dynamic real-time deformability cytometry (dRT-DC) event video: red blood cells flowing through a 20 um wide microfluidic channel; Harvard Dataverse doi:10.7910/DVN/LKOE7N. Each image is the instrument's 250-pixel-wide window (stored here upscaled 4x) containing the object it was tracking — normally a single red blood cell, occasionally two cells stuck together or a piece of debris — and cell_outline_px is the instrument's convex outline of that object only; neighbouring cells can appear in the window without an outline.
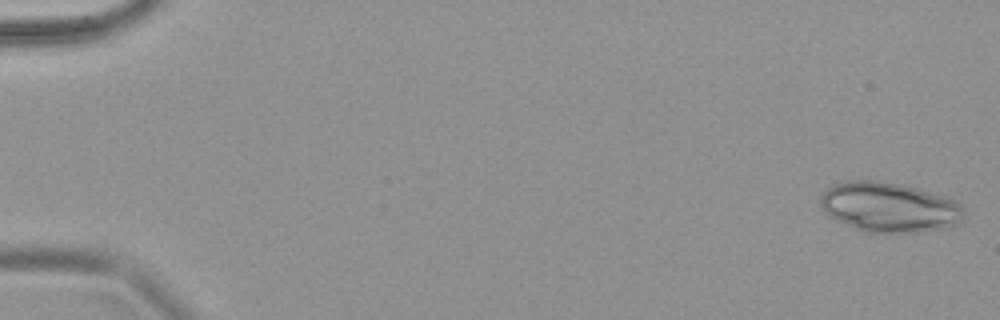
{"species": "common noctule bat (a hibernating species)", "species_latin": "Nyctalus noctula", "temperature_condition": "warm", "stored_images_in_passage": 6, "camera_frame_rate_fps": 3000, "um_per_image_px": 0.085, "animal": {"sex": "female", "body_mass_g": 18.4}, "frame": {"image": 1, "passage_image": 1, "time_ms": 0.0, "image_size_px": [1000, 320], "cell_outline_px": [[964, 216], [956, 224], [944, 228], [924, 232], [864, 232], [836, 220], [824, 212], [820, 204], [820, 196], [832, 184], [844, 180], [880, 180], [916, 188], [948, 196], [960, 204], [964, 208]], "centroid_in_image_um": [75.58, 17.6], "position_along_channel_um": 9.4, "area_um2": 41.96}}